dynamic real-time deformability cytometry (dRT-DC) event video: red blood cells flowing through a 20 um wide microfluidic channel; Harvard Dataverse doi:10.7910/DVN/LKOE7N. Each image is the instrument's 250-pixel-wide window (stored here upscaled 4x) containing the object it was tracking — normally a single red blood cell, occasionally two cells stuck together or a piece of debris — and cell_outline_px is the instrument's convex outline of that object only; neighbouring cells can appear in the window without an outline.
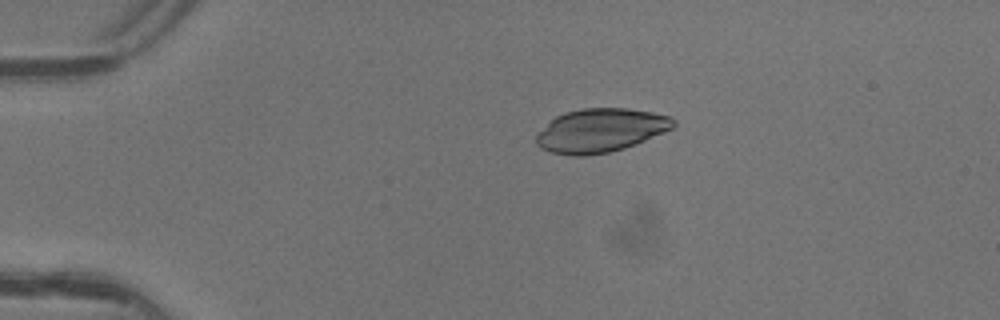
{"species": "common noctule bat (a hibernating species)", "species_latin": "Nyctalus noctula", "temperature_condition": "warm", "stored_images_in_passage": 5, "camera_frame_rate_fps": 3000, "um_per_image_px": 0.085, "animal": {"sex": "female"}, "frame": {"image": 1, "passage_image": 2, "time_ms": 0.333, "image_size_px": [1000, 320], "cell_outline_px": [[676, 124], [672, 128], [636, 144], [624, 148], [608, 152], [584, 156], [572, 156], [552, 152], [540, 148], [536, 144], [536, 136], [556, 116], [564, 112], [580, 108], [628, 108], [652, 112], [672, 116], [676, 120]], "centroid_in_image_um": [51.07, 11.08], "position_along_channel_um": 33.9, "area_um2": 34.8}}